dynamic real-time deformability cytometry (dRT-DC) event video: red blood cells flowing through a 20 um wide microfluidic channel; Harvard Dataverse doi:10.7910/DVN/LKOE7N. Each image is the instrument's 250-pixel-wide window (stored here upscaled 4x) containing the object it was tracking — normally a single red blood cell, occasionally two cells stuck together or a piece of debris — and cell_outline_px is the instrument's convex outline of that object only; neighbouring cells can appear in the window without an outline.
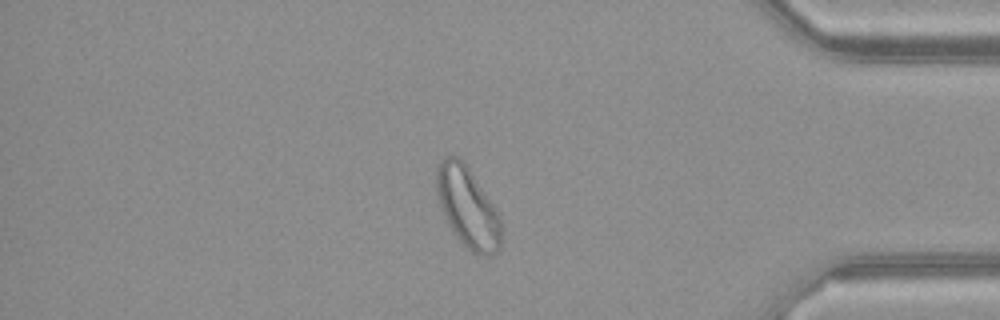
{"species": "common noctule bat (a hibernating species)", "species_latin": "Nyctalus noctula", "temperature_condition": "warm", "stored_images_in_passage": 50, "camera_frame_rate_fps": 3000, "um_per_image_px": 0.085, "animal": {"sex": "female", "body_mass_g": 21.9}, "frame": {"image": 1, "passage_image": 43, "time_ms": 14.0, "image_size_px": [1000, 320], "cell_outline_px": [[500, 248], [492, 256], [480, 256], [472, 252], [452, 232], [440, 208], [436, 188], [436, 164], [444, 156], [456, 156], [468, 168], [500, 216]], "centroid_in_image_um": [39.71, 17.64], "position_along_channel_um": 395.5, "area_um2": 30.0}}